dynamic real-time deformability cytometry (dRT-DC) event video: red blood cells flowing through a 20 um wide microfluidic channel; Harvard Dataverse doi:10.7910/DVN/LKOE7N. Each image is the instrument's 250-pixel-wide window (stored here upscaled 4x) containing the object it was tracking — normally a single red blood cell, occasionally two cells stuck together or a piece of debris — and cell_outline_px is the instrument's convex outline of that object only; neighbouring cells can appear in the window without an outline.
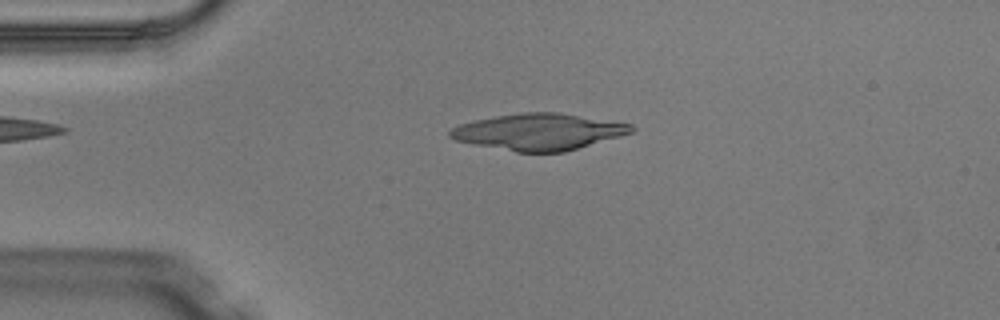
{"species": "Egyptian fruit bat (a non-hibernating species)", "species_latin": "Rousettus aegyptiacus", "temperature_condition": "warm", "stored_images_in_passage": 3, "camera_frame_rate_fps": 3000, "um_per_image_px": 0.085, "animal": {"sex": "male"}, "frame": {"image": 1, "passage_image": 1, "time_ms": 0.0, "image_size_px": [1000, 320], "cell_outline_px": [[636, 128], [632, 132], [620, 136], [564, 152], [516, 152], [472, 144], [456, 140], [448, 136], [448, 132], [452, 128], [460, 124], [472, 120], [520, 112], [560, 112], [632, 124]], "centroid_in_image_um": [45.78, 11.19], "position_along_channel_um": 39.2, "area_um2": 38.55}}